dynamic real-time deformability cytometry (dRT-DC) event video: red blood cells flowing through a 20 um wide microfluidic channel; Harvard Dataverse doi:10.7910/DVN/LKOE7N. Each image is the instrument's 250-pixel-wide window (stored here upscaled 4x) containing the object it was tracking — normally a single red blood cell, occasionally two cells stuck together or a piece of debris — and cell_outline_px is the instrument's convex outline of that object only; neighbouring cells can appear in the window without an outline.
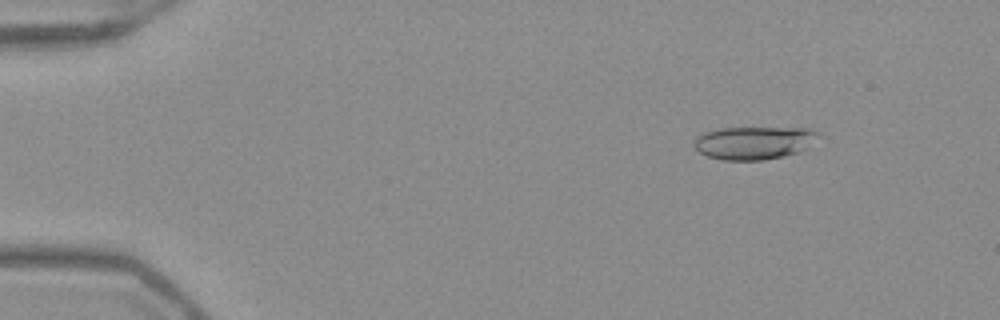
{"species": "Egyptian fruit bat (a non-hibernating species)", "species_latin": "Rousettus aegyptiacus", "temperature_condition": "warm", "stored_images_in_passage": 52, "camera_frame_rate_fps": 3000, "um_per_image_px": 0.085, "frame": {"image": 1, "passage_image": 7, "time_ms": 2.0, "image_size_px": [1000, 320], "cell_outline_px": [[824, 136], [808, 148], [800, 152], [784, 156], [764, 160], [724, 160], [708, 156], [700, 152], [696, 148], [696, 136], [704, 132], [716, 128], [808, 128]], "centroid_in_image_um": [64.17, 12.13], "position_along_channel_um": 20.8, "area_um2": 24.1}}
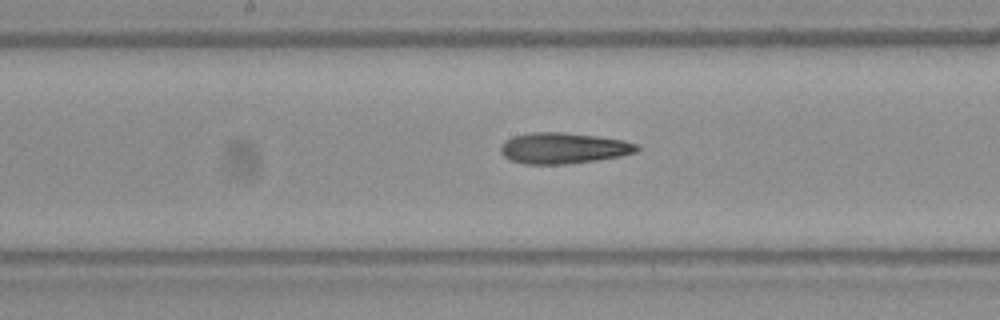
{"frame": {"image": 2, "passage_image": 28, "time_ms": 9.0, "image_size_px": [1000, 320], "cell_outline_px": [[640, 148], [636, 152], [620, 156], [596, 160], [568, 164], [524, 164], [512, 160], [504, 156], [500, 152], [500, 144], [504, 140], [512, 136], [528, 132], [564, 132], [596, 136], [624, 140], [640, 144]], "centroid_in_image_um": [47.87, 12.58], "position_along_channel_um": 200.3, "area_um2": 24.85}}
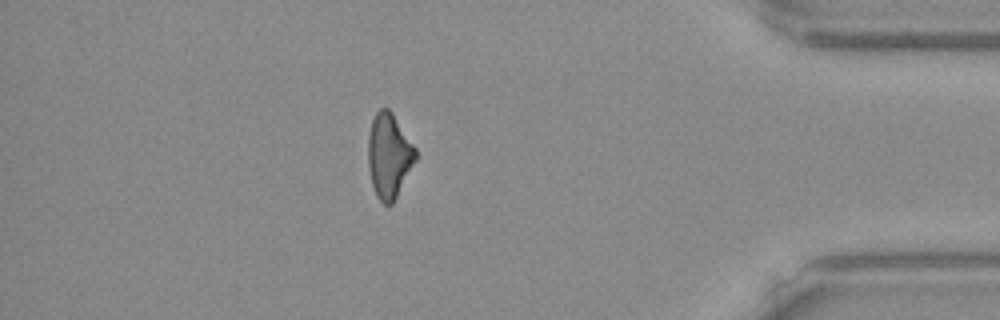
{"frame": {"image": 3, "passage_image": 46, "time_ms": 15.0, "image_size_px": [1000, 320], "cell_outline_px": [[416, 160], [392, 204], [384, 204], [376, 196], [372, 184], [368, 168], [368, 136], [372, 120], [376, 112], [380, 108], [388, 108], [392, 112], [416, 148]], "centroid_in_image_um": [33.05, 13.22], "position_along_channel_um": 402.1, "area_um2": 23.29}, "authors_computed_cell_mechanics": {"area_um2": 24.4494, "velocity_mm_per_s": 3.9684, "shape_relaxation_time_tau1_ms": 9.6092, "shape_relaxation_time_tau2_ms": 6.7285, "deformation_change_tau1": 0.2318, "deformation_change_tau2": 0.2035}}